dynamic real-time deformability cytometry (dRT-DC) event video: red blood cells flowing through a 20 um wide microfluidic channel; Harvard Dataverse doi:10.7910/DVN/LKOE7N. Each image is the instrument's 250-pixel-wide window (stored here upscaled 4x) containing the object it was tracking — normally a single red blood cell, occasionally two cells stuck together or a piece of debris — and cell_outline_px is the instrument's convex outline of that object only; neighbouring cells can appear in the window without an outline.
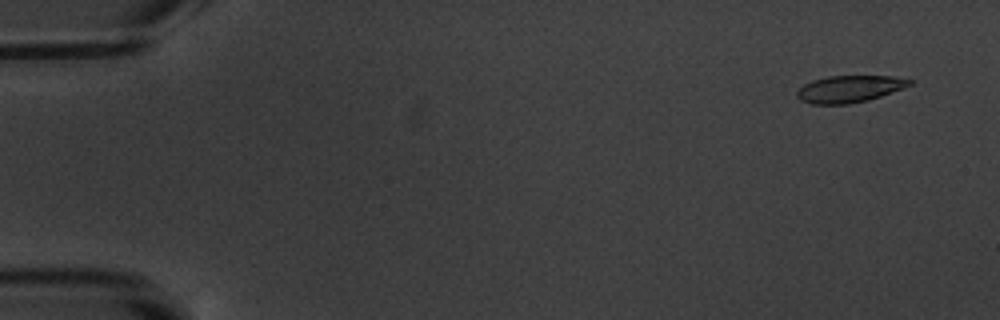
{"species": "common noctule bat (a hibernating species)", "species_latin": "Nyctalus noctula", "temperature_condition": "warm", "stored_images_in_passage": 6, "camera_frame_rate_fps": 3000, "um_per_image_px": 0.085, "animal": {"sex": "male", "body_mass_g": 20.1, "forearm_length_mm": 53.5}, "frame": {"image": 1, "passage_image": 2, "time_ms": 1.0, "image_size_px": [1000, 320], "cell_outline_px": [[912, 84], [904, 88], [868, 100], [848, 104], [812, 104], [800, 100], [796, 96], [796, 92], [804, 84], [812, 80], [828, 76], [892, 76], [912, 80]], "centroid_in_image_um": [72.18, 7.56], "position_along_channel_um": 12.8, "area_um2": 17.63}}
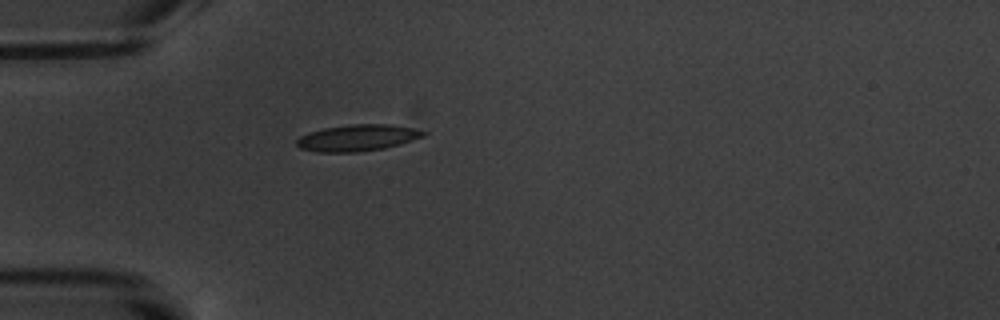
{"frame": {"image": 2, "passage_image": 6, "time_ms": 5.667, "image_size_px": [1000, 320], "cell_outline_px": [[428, 132], [424, 136], [400, 144], [384, 148], [356, 152], [316, 152], [300, 148], [296, 144], [296, 140], [300, 136], [308, 132], [324, 128], [348, 124], [388, 124], [412, 128]], "centroid_in_image_um": [30.36, 11.71], "position_along_channel_um": 54.6, "area_um2": 19.54}}